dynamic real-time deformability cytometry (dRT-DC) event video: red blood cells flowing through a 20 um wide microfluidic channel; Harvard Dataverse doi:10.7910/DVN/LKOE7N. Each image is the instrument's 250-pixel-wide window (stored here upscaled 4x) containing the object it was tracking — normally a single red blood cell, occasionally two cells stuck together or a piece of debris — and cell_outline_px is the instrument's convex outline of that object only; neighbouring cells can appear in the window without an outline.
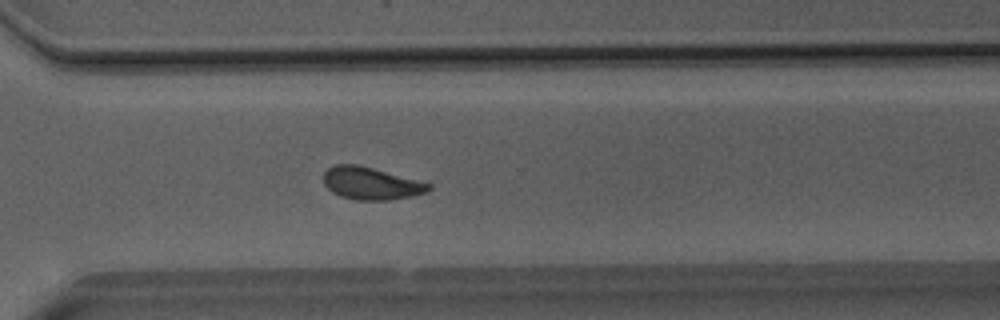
{"species": "Egyptian fruit bat (a non-hibernating species)", "species_latin": "Rousettus aegyptiacus", "temperature_condition": "room temperature", "stored_images_in_passage": 51, "camera_frame_rate_fps": 3000, "um_per_image_px": 0.085, "animal": {"sex": "male"}, "frame": {"image": 1, "passage_image": 37, "time_ms": 12.0, "image_size_px": [1000, 320], "cell_outline_px": [[432, 188], [428, 192], [412, 196], [388, 200], [356, 200], [340, 196], [332, 192], [324, 184], [324, 172], [328, 168], [336, 164], [356, 164], [372, 168], [432, 184]], "centroid_in_image_um": [31.53, 15.6], "position_along_channel_um": 339.1, "area_um2": 19.77}}
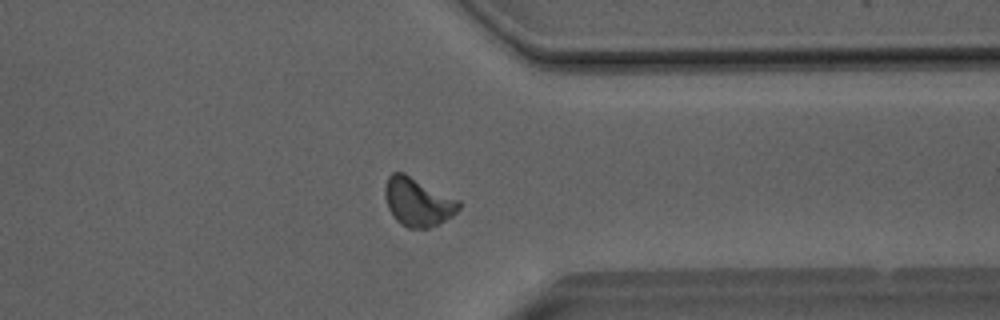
{"frame": {"image": 2, "passage_image": 40, "time_ms": 13.0, "image_size_px": [1000, 320], "cell_outline_px": [[460, 208], [452, 216], [440, 224], [428, 228], [408, 228], [400, 224], [392, 216], [388, 208], [384, 196], [384, 188], [388, 176], [392, 172], [404, 172], [460, 200]], "centroid_in_image_um": [35.5, 17.16], "position_along_channel_um": 375.9, "area_um2": 21.15}}
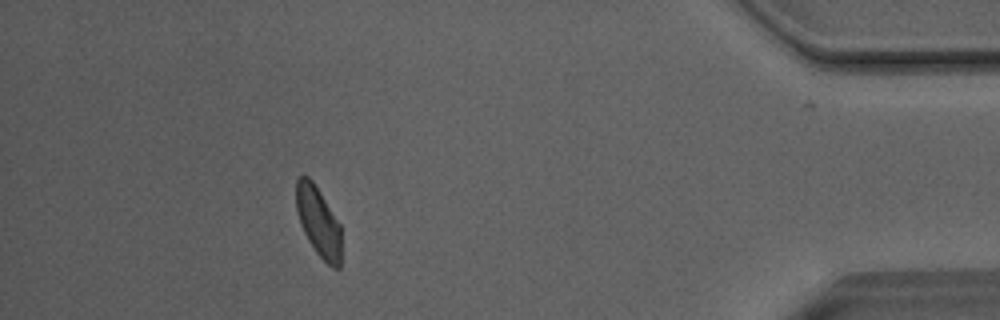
{"frame": {"image": 3, "passage_image": 46, "time_ms": 15.0, "image_size_px": [1000, 320], "cell_outline_px": [[340, 268], [332, 268], [316, 252], [308, 240], [300, 224], [296, 212], [296, 180], [300, 176], [308, 176], [312, 180], [320, 192], [340, 224]], "centroid_in_image_um": [27.04, 18.83], "position_along_channel_um": 408.2, "area_um2": 18.21}, "authors_computed_cell_mechanics": {"area_um2": 20.1722, "velocity_mm_per_s": 4.0351, "shape_relaxation_time_tau1_ms": 5.1081, "shape_relaxation_time_tau2_ms": 1.3687, "deformation_change_tau1": 0.1153, "deformation_change_tau2": 0.0657}}